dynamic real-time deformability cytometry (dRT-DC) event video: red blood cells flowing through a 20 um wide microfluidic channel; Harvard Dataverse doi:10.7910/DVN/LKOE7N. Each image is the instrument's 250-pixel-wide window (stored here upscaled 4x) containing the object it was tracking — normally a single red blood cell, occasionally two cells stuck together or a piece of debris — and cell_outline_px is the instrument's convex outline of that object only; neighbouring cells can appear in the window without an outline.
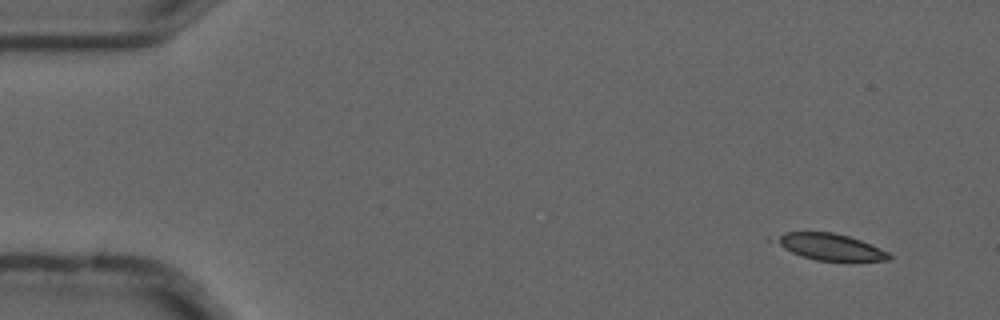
{"species": "common noctule bat (a hibernating species)", "species_latin": "Nyctalus noctula", "temperature_condition": "cold", "stored_images_in_passage": 6, "segment_of_instrument_passage": [2, 2], "camera_frame_rate_fps": 3000, "um_per_image_px": 0.085, "animal": {"sex": "male", "forearm_length_mm": 52.5}, "frame": {"image": 1, "passage_image": 6, "time_ms": 1.667, "image_size_px": [1000, 320], "cell_outline_px": [[892, 260], [816, 260], [800, 256], [764, 240], [764, 236], [784, 232], [832, 232], [848, 236], [860, 240], [888, 252], [892, 256]], "centroid_in_image_um": [70.31, 20.95], "position_along_channel_um": 14.7, "area_um2": 18.03}}